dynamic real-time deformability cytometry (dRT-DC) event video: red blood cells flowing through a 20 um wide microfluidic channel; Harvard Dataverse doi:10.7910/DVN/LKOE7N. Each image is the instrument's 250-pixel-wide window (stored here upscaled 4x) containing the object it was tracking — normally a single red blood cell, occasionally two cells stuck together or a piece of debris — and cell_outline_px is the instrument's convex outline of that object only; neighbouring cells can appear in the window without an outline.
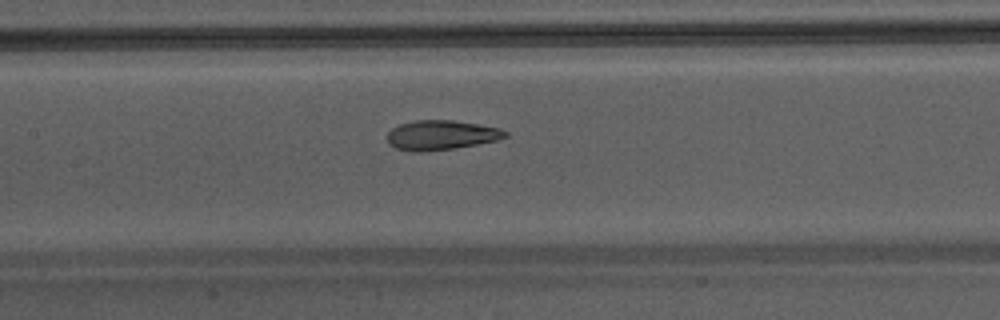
{"species": "Egyptian fruit bat (a non-hibernating species)", "species_latin": "Rousettus aegyptiacus", "temperature_condition": "warm", "stored_images_in_passage": 48, "camera_frame_rate_fps": 3000, "um_per_image_px": 0.085, "animal": {"sex": "male"}, "frame": {"image": 1, "passage_image": 24, "time_ms": 7.667, "image_size_px": [1000, 320], "cell_outline_px": [[508, 136], [496, 140], [476, 144], [452, 148], [420, 152], [412, 152], [396, 148], [388, 144], [388, 132], [392, 128], [400, 124], [416, 120], [452, 120], [480, 124], [500, 128], [508, 132]], "centroid_in_image_um": [37.49, 11.48], "position_along_channel_um": 169.9, "area_um2": 20.29}}
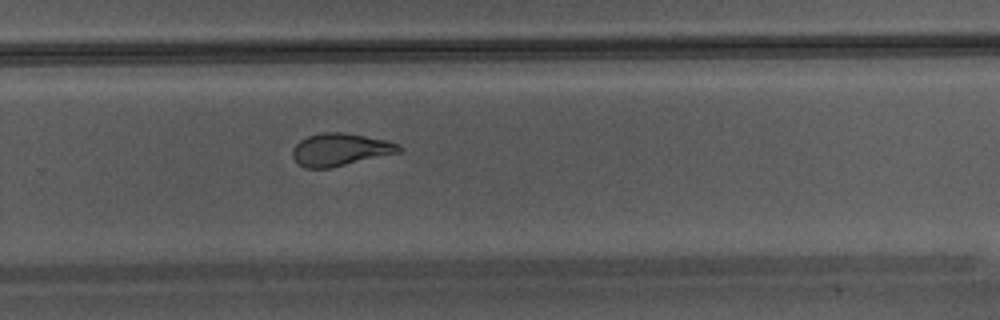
{"frame": {"image": 2, "passage_image": 33, "time_ms": 10.667, "image_size_px": [1000, 320], "cell_outline_px": [[404, 148], [400, 152], [328, 168], [304, 168], [292, 156], [292, 148], [300, 140], [308, 136], [324, 132], [344, 132], [388, 140], [400, 144]], "centroid_in_image_um": [28.94, 12.7], "position_along_channel_um": 300.9, "area_um2": 20.11}}
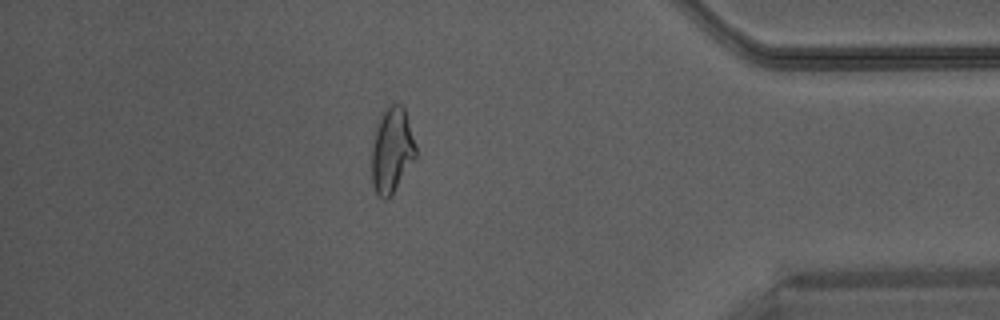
{"frame": {"image": 3, "passage_image": 42, "time_ms": 13.667, "image_size_px": [1000, 320], "cell_outline_px": [[416, 160], [388, 200], [384, 200], [376, 196], [372, 184], [372, 144], [380, 120], [384, 112], [392, 104], [400, 104], [404, 108], [416, 148]], "centroid_in_image_um": [33.31, 12.89], "position_along_channel_um": 401.9, "area_um2": 21.73}}